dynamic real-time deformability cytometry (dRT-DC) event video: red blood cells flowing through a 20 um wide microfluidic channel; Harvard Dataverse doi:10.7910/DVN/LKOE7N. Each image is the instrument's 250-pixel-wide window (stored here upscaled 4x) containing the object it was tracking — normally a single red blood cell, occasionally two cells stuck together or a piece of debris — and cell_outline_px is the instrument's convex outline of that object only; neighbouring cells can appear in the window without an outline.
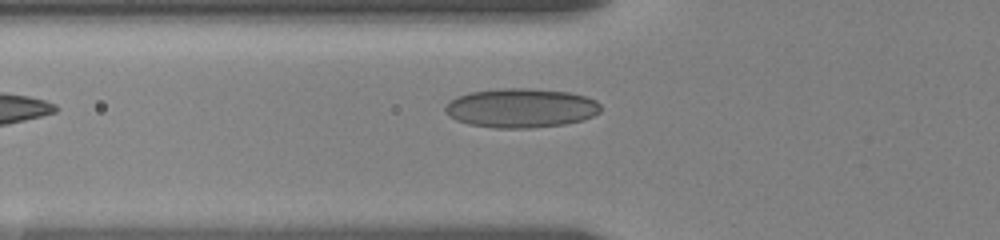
{"species": "human", "species_latin": "Homo sapiens", "temperature_condition": "room temperature", "stored_images_in_passage": 3, "camera_frame_rate_fps": 3000, "um_per_image_px": 0.085, "donor": {"sex": "female"}, "frame": {"image": 1, "passage_image": 3, "time_ms": 1.667, "image_size_px": [1000, 240], "cell_outline_px": [[600, 112], [584, 120], [564, 124], [532, 128], [492, 128], [468, 124], [456, 120], [444, 108], [456, 96], [468, 92], [500, 88], [528, 88], [568, 92], [584, 96], [596, 100], [600, 104]], "centroid_in_image_um": [44.3, 9.18], "position_along_channel_um": 81.5, "area_um2": 35.55}}